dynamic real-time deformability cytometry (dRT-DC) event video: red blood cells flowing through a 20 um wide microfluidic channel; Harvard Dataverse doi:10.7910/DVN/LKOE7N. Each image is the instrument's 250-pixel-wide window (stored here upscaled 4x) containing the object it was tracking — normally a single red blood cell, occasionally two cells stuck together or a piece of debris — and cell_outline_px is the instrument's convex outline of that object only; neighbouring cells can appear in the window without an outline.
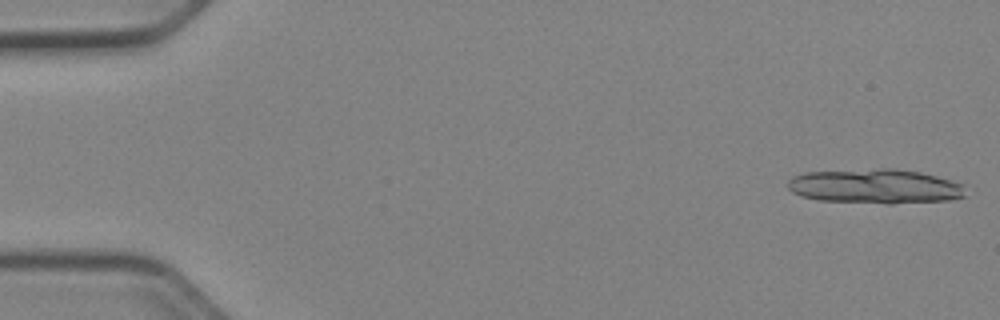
{"species": "Egyptian fruit bat (a non-hibernating species)", "species_latin": "Rousettus aegyptiacus", "temperature_condition": "cold", "stored_images_in_passage": 14, "camera_frame_rate_fps": 3000, "um_per_image_px": 0.085, "animal": {"sex": "female"}, "frame": {"image": 1, "passage_image": 1, "time_ms": 0.0, "image_size_px": [1000, 320], "cell_outline_px": [[964, 196], [948, 200], [892, 204], [888, 204], [820, 200], [800, 196], [792, 192], [788, 188], [788, 180], [792, 176], [804, 172], [880, 168], [896, 168], [920, 172], [936, 176], [964, 184]], "centroid_in_image_um": [74.36, 15.83], "position_along_channel_um": 10.6, "area_um2": 36.07}}